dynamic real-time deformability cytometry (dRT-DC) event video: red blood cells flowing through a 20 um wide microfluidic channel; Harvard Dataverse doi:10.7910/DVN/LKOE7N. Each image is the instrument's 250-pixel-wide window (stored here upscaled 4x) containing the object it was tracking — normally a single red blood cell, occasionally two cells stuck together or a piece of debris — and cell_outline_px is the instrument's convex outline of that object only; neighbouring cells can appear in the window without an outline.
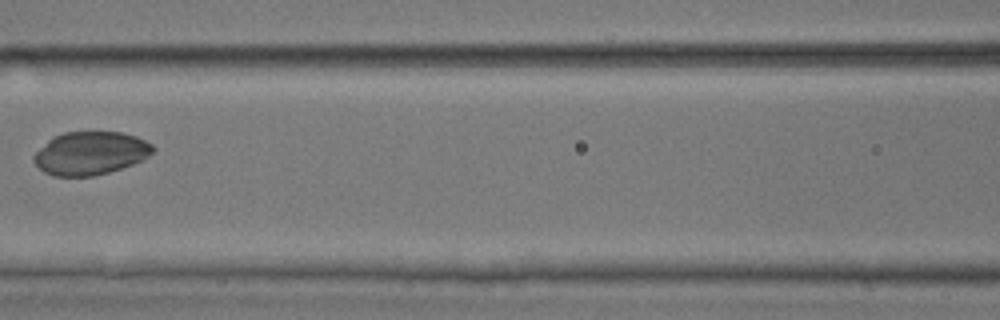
{"species": "common noctule bat (a hibernating species)", "species_latin": "Nyctalus noctula", "temperature_condition": "room temperature", "stored_images_in_passage": 8, "camera_frame_rate_fps": 3000, "um_per_image_px": 0.085, "animal": {"sex": "male", "body_mass_g": 17.9, "forearm_length_mm": 54.2}, "frame": {"image": 1, "passage_image": 7, "time_ms": 2.0, "image_size_px": [1000, 320], "cell_outline_px": [[156, 148], [148, 156], [132, 164], [108, 172], [92, 176], [52, 176], [44, 172], [32, 160], [32, 156], [52, 136], [64, 132], [120, 132], [136, 136], [152, 144]], "centroid_in_image_um": [7.66, 13.01], "position_along_channel_um": 158.9, "area_um2": 29.82}}
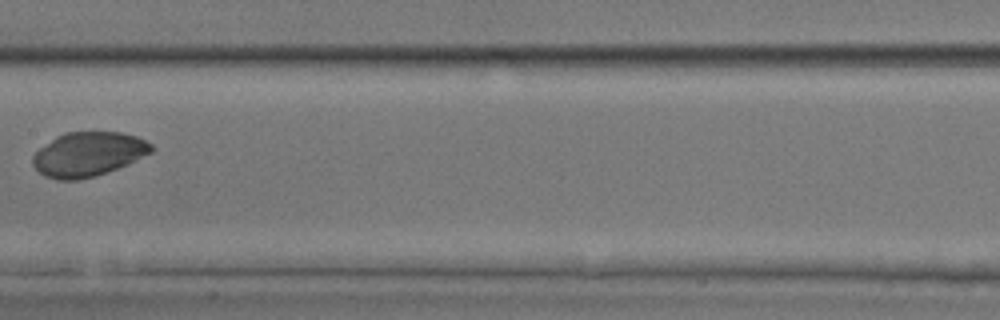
{"frame": {"image": 2, "passage_image": 8, "time_ms": 2.333, "image_size_px": [1000, 320], "cell_outline_px": [[156, 148], [152, 152], [128, 164], [92, 176], [76, 180], [56, 180], [44, 176], [32, 164], [32, 156], [40, 148], [56, 136], [64, 132], [124, 132], [136, 136], [152, 144]], "centroid_in_image_um": [7.5, 13.09], "position_along_channel_um": 199.9, "area_um2": 30.52}}